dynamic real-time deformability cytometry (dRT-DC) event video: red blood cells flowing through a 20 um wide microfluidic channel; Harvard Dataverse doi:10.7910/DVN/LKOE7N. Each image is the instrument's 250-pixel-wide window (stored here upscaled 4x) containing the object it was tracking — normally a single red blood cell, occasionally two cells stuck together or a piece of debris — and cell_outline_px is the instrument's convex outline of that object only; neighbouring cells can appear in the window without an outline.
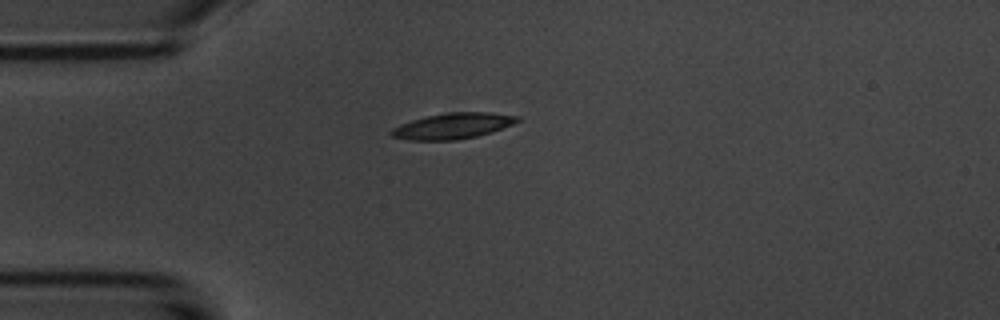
{"species": "common noctule bat (a hibernating species)", "species_latin": "Nyctalus noctula", "temperature_condition": "room temperature", "stored_images_in_passage": 41, "camera_frame_rate_fps": 3000, "um_per_image_px": 0.085, "animal": {"sex": "male", "body_mass_g": 20.1, "forearm_length_mm": 53.5}, "frame": {"image": 1, "passage_image": 1, "time_ms": 0.0, "image_size_px": [1000, 320], "cell_outline_px": [[520, 120], [512, 124], [492, 132], [476, 136], [456, 140], [408, 140], [392, 136], [388, 132], [392, 128], [400, 124], [424, 116], [448, 112], [488, 112], [520, 116]], "centroid_in_image_um": [38.47, 10.7], "position_along_channel_um": 46.5, "area_um2": 19.02}}
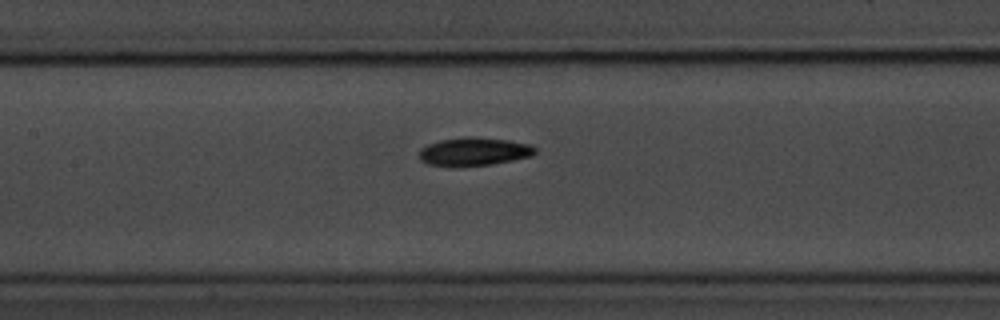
{"frame": {"image": 2, "passage_image": 12, "time_ms": 3.667, "image_size_px": [1000, 320], "cell_outline_px": [[536, 152], [532, 156], [492, 164], [456, 168], [428, 164], [420, 160], [420, 148], [428, 144], [440, 140], [464, 136], [472, 136], [508, 140], [532, 144], [536, 148]], "centroid_in_image_um": [40.28, 12.89], "position_along_channel_um": 167.1, "area_um2": 19.54}}
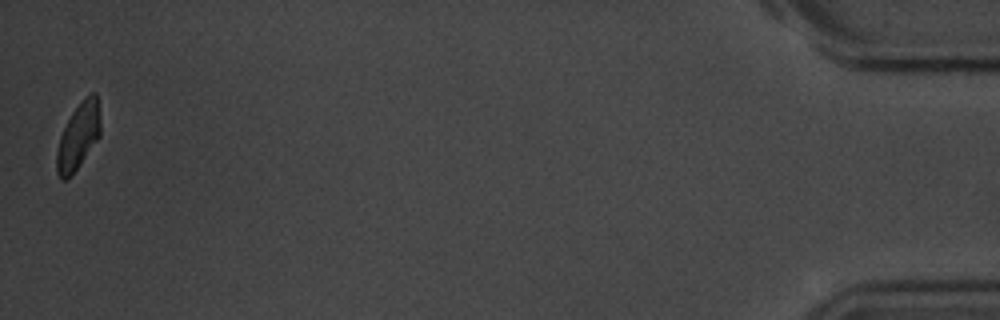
{"frame": {"image": 3, "passage_image": 41, "time_ms": 13.333, "image_size_px": [1000, 320], "cell_outline_px": [[100, 136], [76, 168], [64, 180], [60, 180], [56, 172], [56, 152], [60, 136], [72, 112], [92, 92], [96, 92], [100, 120]], "centroid_in_image_um": [6.64, 11.59], "position_along_channel_um": 428.6, "area_um2": 16.36}, "authors_computed_cell_mechanics": {"area_um2": 18.4382, "velocity_mm_per_s": 3.6734, "shape_relaxation_time_tau1_ms": 2.8678, "shape_relaxation_time_tau2_ms": null, "deformation_change_tau1": 0.1207, "deformation_change_tau2": null}}